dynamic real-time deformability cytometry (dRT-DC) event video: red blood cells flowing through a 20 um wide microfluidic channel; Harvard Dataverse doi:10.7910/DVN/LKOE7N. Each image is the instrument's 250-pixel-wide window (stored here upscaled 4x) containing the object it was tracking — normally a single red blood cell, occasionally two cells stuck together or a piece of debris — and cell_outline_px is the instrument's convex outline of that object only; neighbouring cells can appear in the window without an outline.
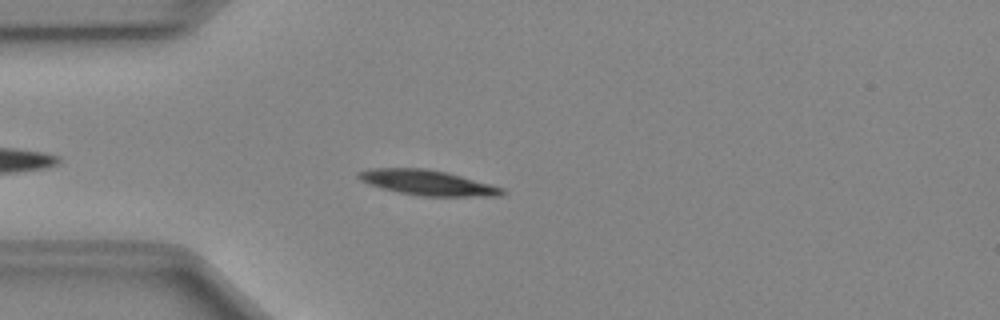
{"species": "Egyptian fruit bat (a non-hibernating species)", "species_latin": "Rousettus aegyptiacus", "temperature_condition": "cold", "stored_images_in_passage": 42, "camera_frame_rate_fps": 3000, "um_per_image_px": 0.085, "animal": {"sex": "female"}, "frame": {"image": 1, "passage_image": 5, "time_ms": 1.333, "image_size_px": [1000, 320], "cell_outline_px": [[504, 192], [500, 196], [424, 196], [400, 192], [380, 188], [368, 184], [360, 180], [356, 176], [356, 172], [372, 168], [424, 168], [448, 172], [504, 188]], "centroid_in_image_um": [36.3, 15.52], "position_along_channel_um": 48.7, "area_um2": 21.04}}
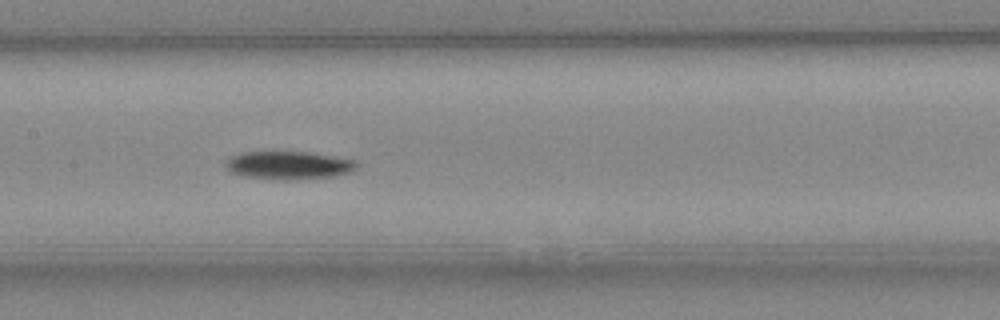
{"frame": {"image": 2, "passage_image": 16, "time_ms": 5.0, "image_size_px": [1000, 320], "cell_outline_px": [[360, 164], [356, 168], [348, 172], [336, 176], [292, 180], [284, 180], [240, 176], [232, 172], [224, 164], [232, 156], [240, 152], [312, 152], [356, 160]], "centroid_in_image_um": [24.57, 14.05], "position_along_channel_um": 182.8, "area_um2": 21.56}}
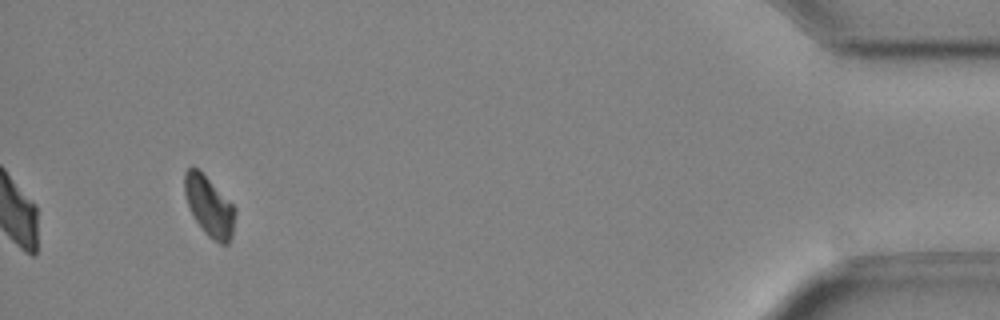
{"frame": {"image": 3, "passage_image": 39, "time_ms": 12.667, "image_size_px": [1000, 320], "cell_outline_px": [[236, 212], [232, 236], [228, 244], [220, 244], [212, 240], [204, 232], [196, 220], [188, 204], [184, 192], [184, 172], [188, 168], [196, 168], [236, 208]], "centroid_in_image_um": [17.8, 17.59], "position_along_channel_um": 417.4, "area_um2": 17.22}, "authors_computed_cell_mechanics": {"area_um2": 19.8543, "velocity_mm_per_s": 3.994, "shape_relaxation_time_tau1_ms": 2.3088, "shape_relaxation_time_tau2_ms": null, "deformation_change_tau1": 0.0848, "deformation_change_tau2": null}}